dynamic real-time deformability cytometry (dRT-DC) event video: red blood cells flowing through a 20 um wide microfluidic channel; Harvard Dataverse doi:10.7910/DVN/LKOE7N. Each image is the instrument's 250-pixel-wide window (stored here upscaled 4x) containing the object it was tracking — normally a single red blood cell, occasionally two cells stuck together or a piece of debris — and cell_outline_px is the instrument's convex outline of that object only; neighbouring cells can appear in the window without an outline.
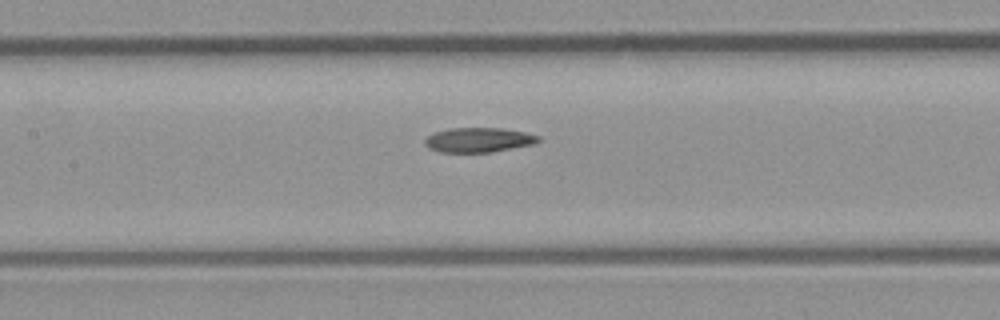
{"species": "common noctule bat (a hibernating species)", "species_latin": "Nyctalus noctula", "temperature_condition": "room temperature", "stored_images_in_passage": 10, "segment_of_instrument_passage": [2, 2], "camera_frame_rate_fps": 3000, "um_per_image_px": 0.085, "animal": {"sex": "male", "body_mass_g": 23.1, "forearm_length_mm": 52.7}, "frame": {"image": 1, "passage_image": 10, "time_ms": 11.0, "image_size_px": [1000, 320], "cell_outline_px": [[540, 140], [536, 144], [492, 152], [440, 152], [428, 148], [424, 144], [424, 140], [428, 136], [436, 132], [448, 128], [504, 128], [524, 132], [540, 136]], "centroid_in_image_um": [40.7, 11.89], "position_along_channel_um": 166.7, "area_um2": 16.42}}